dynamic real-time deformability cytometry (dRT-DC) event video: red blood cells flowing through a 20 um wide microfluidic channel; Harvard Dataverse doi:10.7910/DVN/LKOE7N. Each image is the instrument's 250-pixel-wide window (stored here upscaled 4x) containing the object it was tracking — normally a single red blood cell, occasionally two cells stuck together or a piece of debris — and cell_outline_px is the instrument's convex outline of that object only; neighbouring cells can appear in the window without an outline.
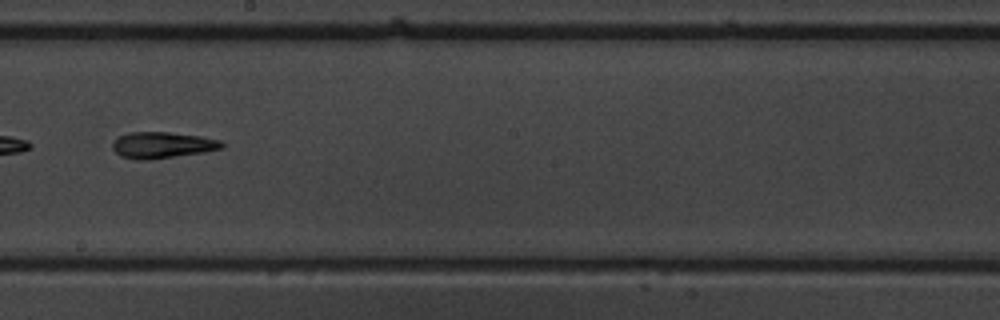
{"species": "common noctule bat (a hibernating species)", "species_latin": "Nyctalus noctula", "temperature_condition": "warm", "stored_images_in_passage": 36, "camera_frame_rate_fps": 3000, "um_per_image_px": 0.085, "animal": {"sex": "male", "body_mass_g": 19.5, "forearm_length_mm": 54.6}, "frame": {"image": 1, "passage_image": 16, "time_ms": 5.0, "image_size_px": [1000, 320], "cell_outline_px": [[224, 148], [204, 152], [148, 160], [136, 160], [120, 156], [112, 148], [112, 144], [120, 136], [128, 132], [168, 132], [200, 136], [220, 140], [224, 144]], "centroid_in_image_um": [13.8, 12.33], "position_along_channel_um": 234.4, "area_um2": 16.7}, "authors_computed_cell_mechanics": {"area_um2": 16.2418, "velocity_mm_per_s": 4.0408, "shape_relaxation_time_tau1_ms": null, "shape_relaxation_time_tau2_ms": 3.812, "deformation_change_tau1": null, "deformation_change_tau2": 0.1358}}